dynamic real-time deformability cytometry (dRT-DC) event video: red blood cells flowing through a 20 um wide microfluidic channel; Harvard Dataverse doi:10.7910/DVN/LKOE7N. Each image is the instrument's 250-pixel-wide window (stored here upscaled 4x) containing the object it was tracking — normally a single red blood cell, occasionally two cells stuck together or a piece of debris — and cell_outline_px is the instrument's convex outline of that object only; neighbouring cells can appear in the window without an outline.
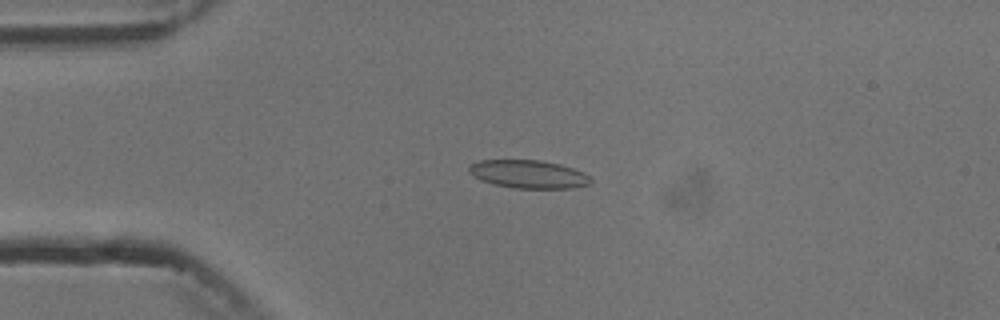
{"species": "common noctule bat (a hibernating species)", "species_latin": "Nyctalus noctula", "temperature_condition": "cold", "stored_images_in_passage": 7, "camera_frame_rate_fps": 3000, "um_per_image_px": 0.085, "animal": {"sex": "male", "body_mass_g": 13.3}, "frame": {"image": 1, "passage_image": 4, "time_ms": 3.667, "image_size_px": [1000, 320], "cell_outline_px": [[592, 184], [572, 188], [512, 188], [492, 184], [480, 180], [468, 172], [468, 164], [480, 160], [540, 160], [560, 164], [584, 172], [592, 176]], "centroid_in_image_um": [44.93, 14.81], "position_along_channel_um": 40.1, "area_um2": 20.29}}
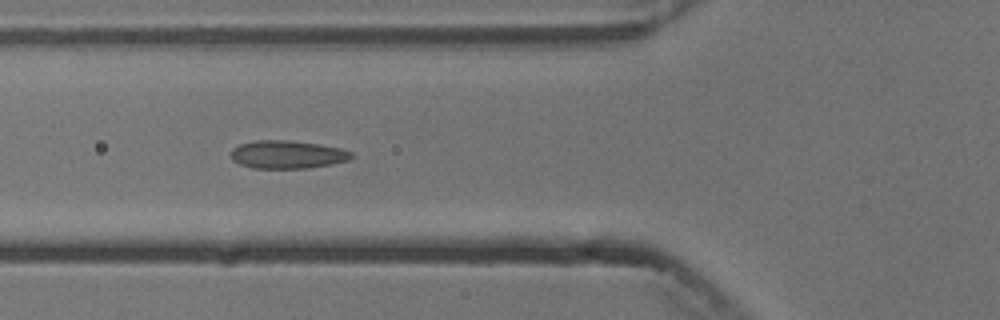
{"frame": {"image": 2, "passage_image": 6, "time_ms": 6.0, "image_size_px": [1000, 320], "cell_outline_px": [[352, 156], [348, 160], [332, 164], [308, 168], [252, 168], [240, 164], [232, 160], [232, 148], [240, 144], [256, 140], [288, 140], [316, 144], [340, 148], [352, 152]], "centroid_in_image_um": [24.4, 13.14], "position_along_channel_um": 101.4, "area_um2": 19.54}}
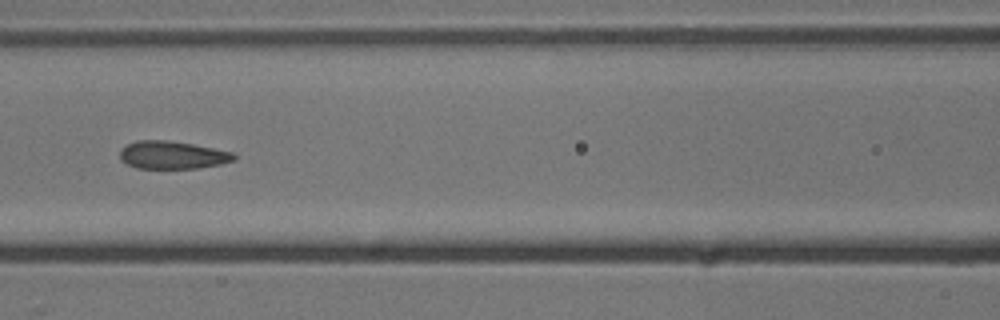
{"frame": {"image": 3, "passage_image": 7, "time_ms": 7.333, "image_size_px": [1000, 320], "cell_outline_px": [[236, 160], [220, 164], [196, 168], [136, 168], [120, 160], [120, 148], [136, 140], [168, 140], [192, 144], [232, 152], [236, 156]], "centroid_in_image_um": [14.63, 13.17], "position_along_channel_um": 152.0, "area_um2": 18.44}}